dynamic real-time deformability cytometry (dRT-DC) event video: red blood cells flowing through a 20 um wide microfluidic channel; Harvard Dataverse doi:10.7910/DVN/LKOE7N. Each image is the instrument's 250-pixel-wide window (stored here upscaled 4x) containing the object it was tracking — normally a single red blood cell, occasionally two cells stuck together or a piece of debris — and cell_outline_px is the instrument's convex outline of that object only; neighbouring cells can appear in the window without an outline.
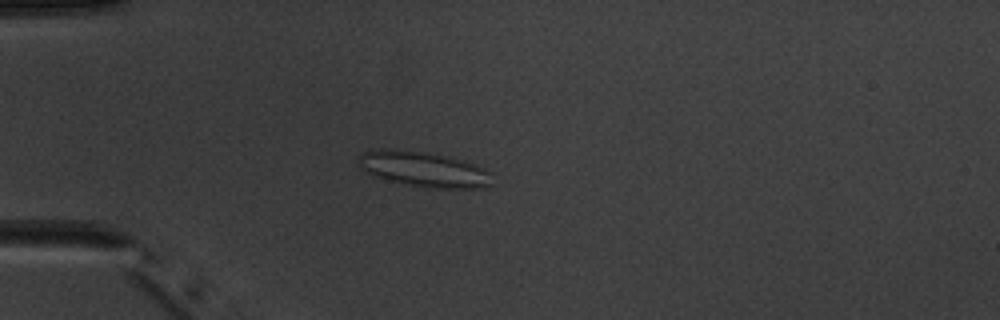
{"species": "common noctule bat (a hibernating species)", "species_latin": "Nyctalus noctula", "temperature_condition": "warm", "stored_images_in_passage": 5, "camera_frame_rate_fps": 3000, "um_per_image_px": 0.085, "animal": {"sex": "male", "body_mass_g": 20.1, "forearm_length_mm": 53.5}, "frame": {"image": 1, "passage_image": 5, "time_ms": 4.667, "image_size_px": [1000, 320], "cell_outline_px": [[492, 172], [488, 184], [484, 188], [424, 188], [388, 180], [372, 176], [364, 172], [360, 168], [356, 156], [360, 152], [372, 148], [392, 148], [424, 152], [444, 156], [460, 160], [484, 168]], "centroid_in_image_um": [35.88, 14.37], "position_along_channel_um": 49.1, "area_um2": 27.8}}